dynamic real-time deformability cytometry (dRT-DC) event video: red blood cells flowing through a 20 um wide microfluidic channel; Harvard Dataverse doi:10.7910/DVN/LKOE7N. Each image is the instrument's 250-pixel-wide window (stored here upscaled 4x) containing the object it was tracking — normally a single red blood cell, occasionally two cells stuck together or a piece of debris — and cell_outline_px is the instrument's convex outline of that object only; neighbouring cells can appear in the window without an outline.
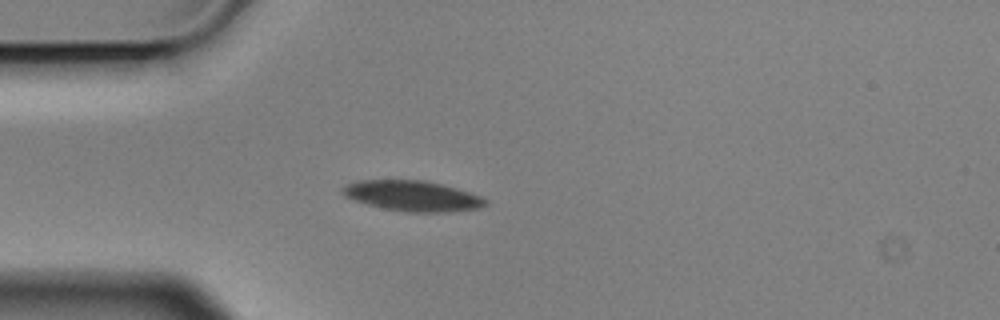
{"species": "Egyptian fruit bat (a non-hibernating species)", "species_latin": "Rousettus aegyptiacus", "temperature_condition": "cold", "stored_images_in_passage": 4, "camera_frame_rate_fps": 3000, "um_per_image_px": 0.085, "animal": {"sex": "male"}, "frame": {"image": 1, "passage_image": 4, "time_ms": 1.0, "image_size_px": [1000, 320], "cell_outline_px": [[488, 204], [480, 208], [452, 212], [408, 212], [384, 208], [368, 204], [344, 196], [340, 192], [340, 188], [356, 180], [424, 180], [456, 188], [480, 196], [488, 200]], "centroid_in_image_um": [35.07, 16.65], "position_along_channel_um": 49.9, "area_um2": 25.32}}